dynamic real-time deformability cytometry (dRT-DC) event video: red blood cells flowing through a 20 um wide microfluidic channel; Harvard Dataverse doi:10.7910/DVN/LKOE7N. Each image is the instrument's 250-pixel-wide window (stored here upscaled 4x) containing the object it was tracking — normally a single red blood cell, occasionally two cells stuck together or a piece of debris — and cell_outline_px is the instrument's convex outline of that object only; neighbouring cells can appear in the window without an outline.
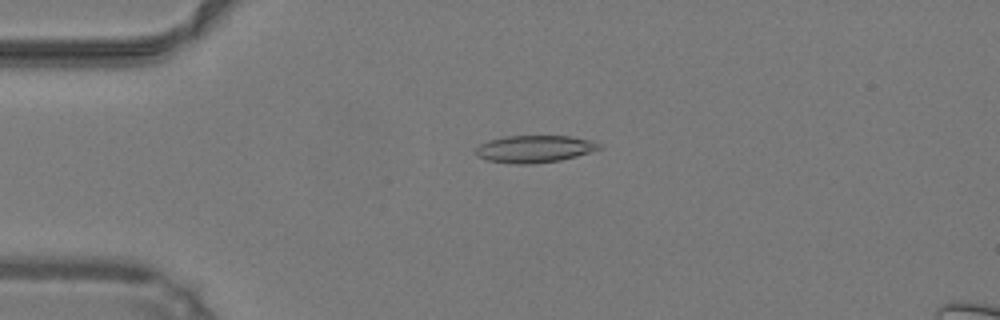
{"species": "common noctule bat (a hibernating species)", "species_latin": "Nyctalus noctula", "temperature_condition": "warm", "stored_images_in_passage": 29, "camera_frame_rate_fps": 3000, "um_per_image_px": 0.085, "animal": {"sex": "male", "body_mass_g": 19.2, "forearm_length_mm": 51.8}, "frame": {"image": 1, "passage_image": 2, "time_ms": 0.333, "image_size_px": [1000, 320], "cell_outline_px": [[600, 148], [576, 156], [560, 160], [532, 164], [516, 164], [488, 160], [476, 156], [476, 148], [480, 144], [488, 140], [504, 136], [568, 136], [592, 140], [600, 144]], "centroid_in_image_um": [45.39, 12.65], "position_along_channel_um": 39.6, "area_um2": 19.42}}
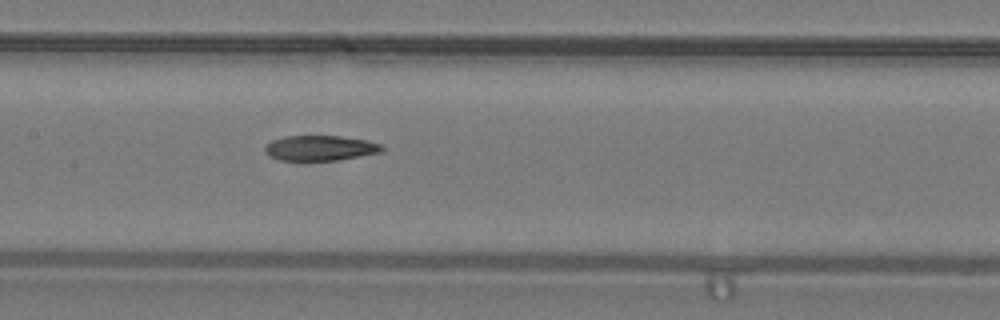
{"frame": {"image": 2, "passage_image": 14, "time_ms": 4.333, "image_size_px": [1000, 320], "cell_outline_px": [[384, 148], [380, 152], [360, 156], [336, 160], [280, 160], [268, 156], [264, 148], [272, 140], [284, 136], [340, 136], [368, 140], [384, 144]], "centroid_in_image_um": [27.24, 12.57], "position_along_channel_um": 180.2, "area_um2": 17.17}}
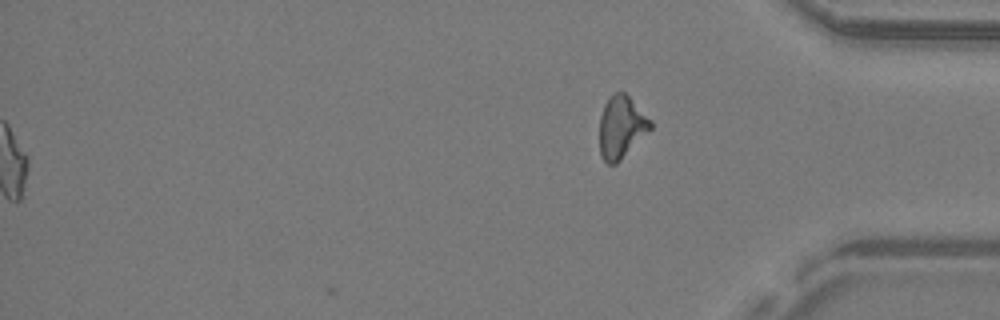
{"frame": {"image": 3, "passage_image": 29, "time_ms": 9.333, "image_size_px": [1000, 320], "cell_outline_px": [[652, 128], [616, 164], [608, 164], [600, 156], [600, 116], [604, 104], [616, 92], [624, 92], [652, 120]], "centroid_in_image_um": [52.81, 10.81], "position_along_channel_um": 382.4, "area_um2": 18.26}, "authors_computed_cell_mechanics": {"area_um2": 18.3804, "velocity_mm_per_s": 4.2672, "shape_relaxation_time_tau1_ms": null, "shape_relaxation_time_tau2_ms": 4.4215, "deformation_change_tau1": null, "deformation_change_tau2": 0.1443}}